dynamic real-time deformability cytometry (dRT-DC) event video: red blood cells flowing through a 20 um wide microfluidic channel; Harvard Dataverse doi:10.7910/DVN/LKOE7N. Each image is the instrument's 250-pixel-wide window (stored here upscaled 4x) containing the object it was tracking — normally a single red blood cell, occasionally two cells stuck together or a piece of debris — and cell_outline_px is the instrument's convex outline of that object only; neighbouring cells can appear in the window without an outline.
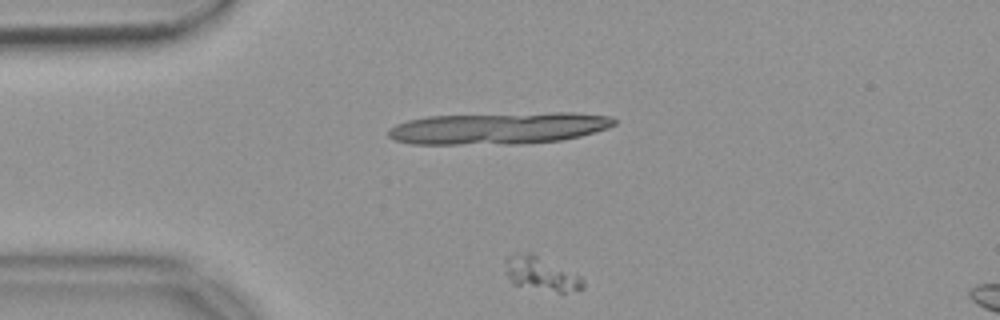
{"species": "common noctule bat (a hibernating species)", "species_latin": "Nyctalus noctula", "temperature_condition": "warm", "stored_images_in_passage": 12, "camera_frame_rate_fps": 3000, "um_per_image_px": 0.085, "animal": {"sex": "female", "body_mass_g": 18.4}, "frame": {"image": 1, "passage_image": 7, "time_ms": 2.0, "image_size_px": [1000, 320], "cell_outline_px": [[584, 288], [564, 292], [560, 292], [512, 284], [504, 272], [504, 260], [508, 256], [516, 252], [532, 252], [580, 276], [584, 280]], "centroid_in_image_um": [45.91, 23.23], "position_along_channel_um": 39.1, "area_um2": 15.43}}